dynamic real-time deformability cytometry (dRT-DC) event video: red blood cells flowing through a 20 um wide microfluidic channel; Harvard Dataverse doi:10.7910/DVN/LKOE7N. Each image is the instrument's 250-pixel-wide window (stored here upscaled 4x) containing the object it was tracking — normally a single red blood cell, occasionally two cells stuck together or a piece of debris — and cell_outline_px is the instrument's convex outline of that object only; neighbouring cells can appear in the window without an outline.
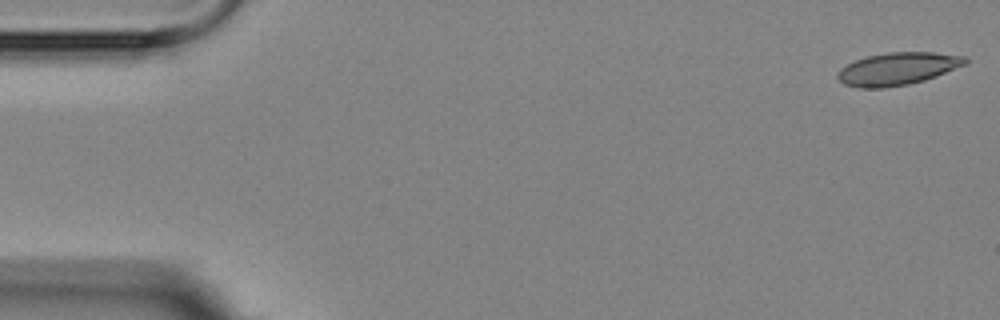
{"species": "Egyptian fruit bat (a non-hibernating species)", "species_latin": "Rousettus aegyptiacus", "temperature_condition": "room temperature", "stored_images_in_passage": 4, "segment_of_instrument_passage": [2, 2], "camera_frame_rate_fps": 3000, "um_per_image_px": 0.085, "animal": {"sex": "female"}, "frame": {"image": 1, "passage_image": 4, "time_ms": 5.333, "image_size_px": [1000, 320], "cell_outline_px": [[968, 64], [936, 76], [924, 80], [908, 84], [884, 88], [860, 88], [844, 84], [836, 76], [840, 68], [856, 60], [868, 56], [888, 52], [932, 52], [964, 56], [968, 60]], "centroid_in_image_um": [76.31, 5.85], "position_along_channel_um": 8.7, "area_um2": 24.16}}